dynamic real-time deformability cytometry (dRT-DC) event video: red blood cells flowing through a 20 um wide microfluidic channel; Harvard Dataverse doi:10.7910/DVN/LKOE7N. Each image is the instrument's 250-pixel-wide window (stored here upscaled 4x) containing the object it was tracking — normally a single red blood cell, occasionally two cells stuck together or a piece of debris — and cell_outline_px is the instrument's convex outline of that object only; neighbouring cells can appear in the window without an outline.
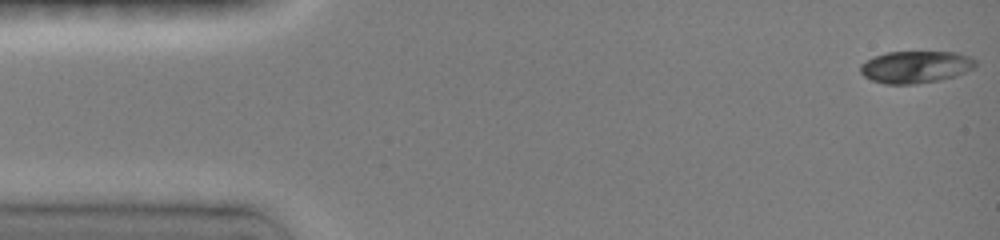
{"species": "common noctule bat (a hibernating species)", "species_latin": "Nyctalus noctula", "temperature_condition": "room temperature", "stored_images_in_passage": 19, "camera_frame_rate_fps": 3000, "um_per_image_px": 0.085, "animal": {"sex": "female", "body_mass_g": 19.0, "forearm_length_mm": 51.5}, "frame": {"image": 1, "passage_image": 1, "time_ms": 0.0, "image_size_px": [1000, 240], "cell_outline_px": [[976, 68], [956, 76], [940, 80], [916, 84], [884, 84], [872, 80], [864, 76], [860, 72], [860, 64], [872, 56], [888, 52], [956, 52], [968, 56], [976, 60]], "centroid_in_image_um": [77.83, 5.69], "position_along_channel_um": 7.2, "area_um2": 21.79}}
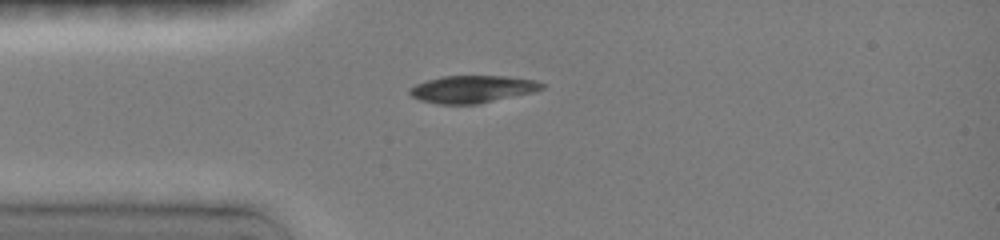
{"frame": {"image": 2, "passage_image": 11, "time_ms": 3.667, "image_size_px": [1000, 240], "cell_outline_px": [[544, 88], [532, 92], [476, 104], [436, 104], [420, 100], [412, 96], [408, 92], [416, 84], [428, 80], [444, 76], [504, 76], [536, 80], [544, 84]], "centroid_in_image_um": [40.15, 7.57], "position_along_channel_um": 44.9, "area_um2": 20.75}}
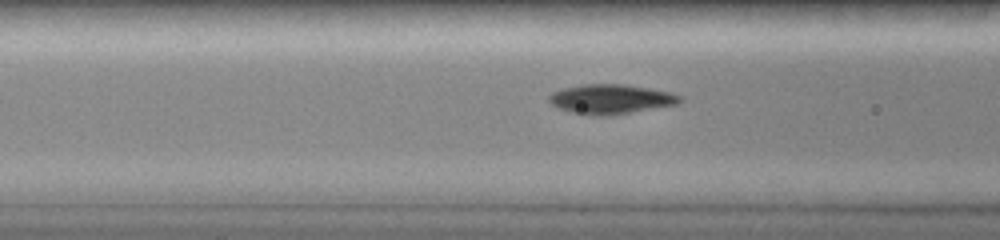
{"frame": {"image": 3, "passage_image": 16, "time_ms": 5.667, "image_size_px": [1000, 240], "cell_outline_px": [[680, 100], [676, 104], [612, 116], [592, 116], [572, 112], [560, 108], [552, 104], [548, 100], [548, 96], [552, 92], [564, 88], [584, 84], [620, 84], [648, 88], [668, 92], [680, 96]], "centroid_in_image_um": [51.87, 8.43], "position_along_channel_um": 114.7, "area_um2": 22.31}}